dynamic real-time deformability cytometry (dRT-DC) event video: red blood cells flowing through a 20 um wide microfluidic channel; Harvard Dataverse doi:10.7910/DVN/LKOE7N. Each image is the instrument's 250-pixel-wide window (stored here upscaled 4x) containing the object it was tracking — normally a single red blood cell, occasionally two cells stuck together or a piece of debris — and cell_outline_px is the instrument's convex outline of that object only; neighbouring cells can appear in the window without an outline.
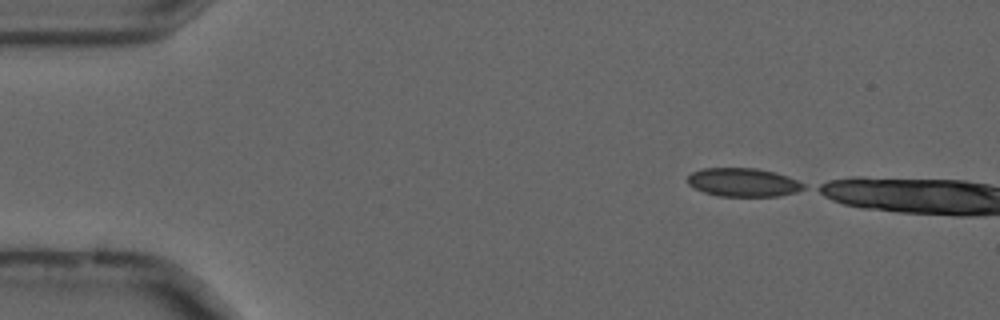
{"species": "common noctule bat (a hibernating species)", "species_latin": "Nyctalus noctula", "temperature_condition": "cold", "stored_images_in_passage": 4, "camera_frame_rate_fps": 3000, "um_per_image_px": 0.085, "animal": {"sex": "male", "forearm_length_mm": 52.5}, "frame": {"image": 1, "passage_image": 1, "time_ms": 0.0, "image_size_px": [1000, 320], "cell_outline_px": [[804, 188], [796, 192], [780, 196], [716, 196], [704, 192], [688, 184], [688, 176], [692, 172], [704, 168], [756, 168], [776, 172], [788, 176], [804, 184]], "centroid_in_image_um": [63.18, 15.5], "position_along_channel_um": 21.8, "area_um2": 19.25}}